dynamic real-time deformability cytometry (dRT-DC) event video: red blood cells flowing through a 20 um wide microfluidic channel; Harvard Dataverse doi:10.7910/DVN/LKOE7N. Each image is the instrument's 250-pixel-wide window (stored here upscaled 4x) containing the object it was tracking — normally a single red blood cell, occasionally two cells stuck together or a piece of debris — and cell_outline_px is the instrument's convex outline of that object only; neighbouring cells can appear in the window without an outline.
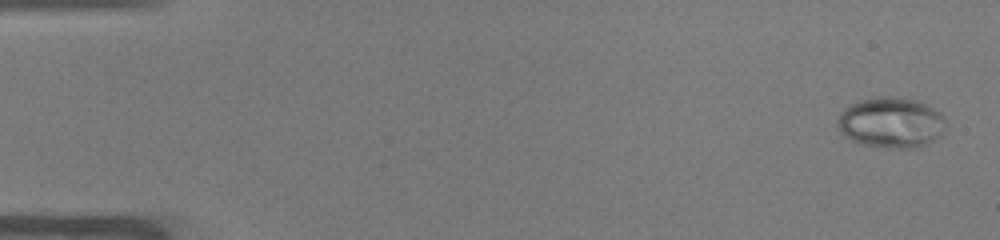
{"species": "common noctule bat (a hibernating species)", "species_latin": "Nyctalus noctula", "temperature_condition": "warm", "stored_images_in_passage": 51, "camera_frame_rate_fps": 3000, "um_per_image_px": 0.085, "animal": {"sex": "male", "body_mass_g": 19.0, "forearm_length_mm": 50.8}, "frame": {"image": 1, "passage_image": 2, "time_ms": 0.333, "image_size_px": [1000, 240], "cell_outline_px": [[944, 120], [940, 132], [928, 144], [912, 148], [892, 148], [864, 144], [852, 140], [844, 136], [840, 132], [836, 124], [836, 120], [840, 112], [848, 104], [860, 100], [884, 96], [892, 96], [916, 100], [940, 112], [944, 116]], "centroid_in_image_um": [75.66, 10.4], "position_along_channel_um": 9.3, "area_um2": 31.62}}
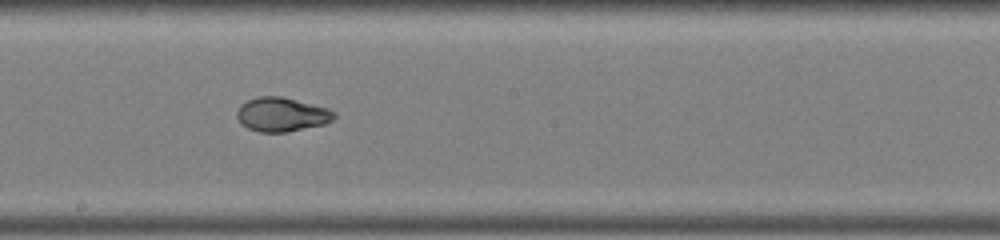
{"frame": {"image": 2, "passage_image": 29, "time_ms": 9.333, "image_size_px": [1000, 240], "cell_outline_px": [[336, 116], [332, 120], [324, 124], [288, 132], [260, 132], [248, 128], [240, 124], [236, 116], [236, 112], [240, 104], [248, 100], [260, 96], [280, 96], [328, 108], [336, 112]], "centroid_in_image_um": [23.92, 9.73], "position_along_channel_um": 224.3, "area_um2": 19.36}}
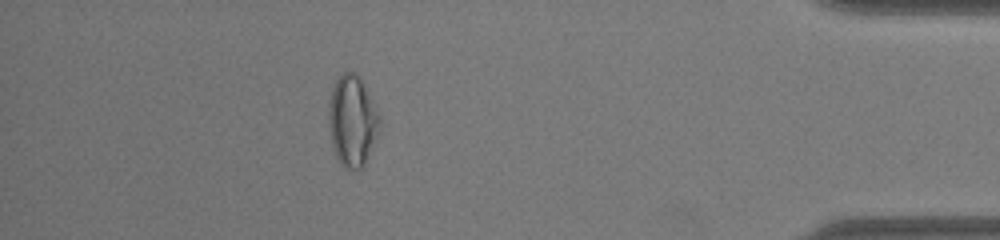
{"frame": {"image": 3, "passage_image": 46, "time_ms": 15.0, "image_size_px": [1000, 240], "cell_outline_px": [[380, 132], [364, 164], [360, 168], [344, 168], [340, 164], [336, 156], [332, 144], [328, 124], [328, 112], [332, 88], [336, 80], [344, 72], [352, 72], [360, 76], [380, 116]], "centroid_in_image_um": [29.95, 10.28], "position_along_channel_um": 405.2, "area_um2": 26.93}, "authors_computed_cell_mechanics": {"area_um2": 23.6402, "velocity_mm_per_s": 3.958, "shape_relaxation_time_tau1_ms": null, "shape_relaxation_time_tau2_ms": 1.2577, "deformation_change_tau1": null, "deformation_change_tau2": 0.0352}}